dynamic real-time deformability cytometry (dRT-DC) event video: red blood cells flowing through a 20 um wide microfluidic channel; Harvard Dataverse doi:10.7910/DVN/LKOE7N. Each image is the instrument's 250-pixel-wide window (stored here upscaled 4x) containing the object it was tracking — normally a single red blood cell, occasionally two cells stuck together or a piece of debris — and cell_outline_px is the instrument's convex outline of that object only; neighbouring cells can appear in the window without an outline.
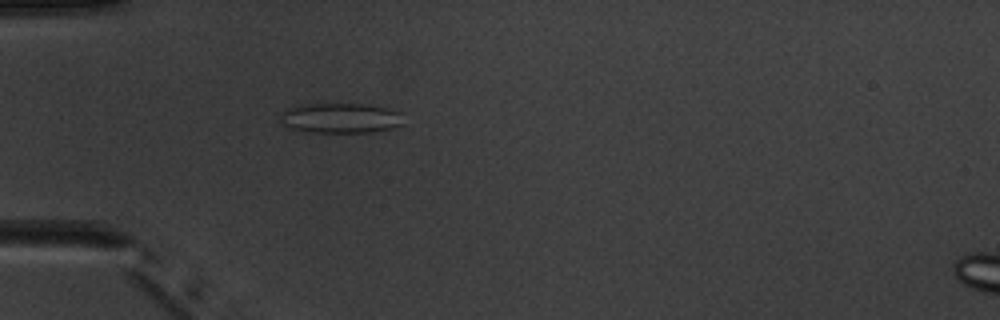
{"species": "common noctule bat (a hibernating species)", "species_latin": "Nyctalus noctula", "temperature_condition": "warm", "stored_images_in_passage": 4, "camera_frame_rate_fps": 3000, "um_per_image_px": 0.085, "animal": {"sex": "male", "body_mass_g": 20.1, "forearm_length_mm": 53.5}, "frame": {"image": 1, "passage_image": 4, "time_ms": 3.667, "image_size_px": [1000, 320], "cell_outline_px": [[404, 124], [392, 128], [368, 132], [312, 132], [292, 128], [284, 124], [280, 120], [284, 112], [292, 108], [304, 104], [360, 104], [384, 108], [400, 112]], "centroid_in_image_um": [28.99, 10.04], "position_along_channel_um": 56.0, "area_um2": 20.98}}